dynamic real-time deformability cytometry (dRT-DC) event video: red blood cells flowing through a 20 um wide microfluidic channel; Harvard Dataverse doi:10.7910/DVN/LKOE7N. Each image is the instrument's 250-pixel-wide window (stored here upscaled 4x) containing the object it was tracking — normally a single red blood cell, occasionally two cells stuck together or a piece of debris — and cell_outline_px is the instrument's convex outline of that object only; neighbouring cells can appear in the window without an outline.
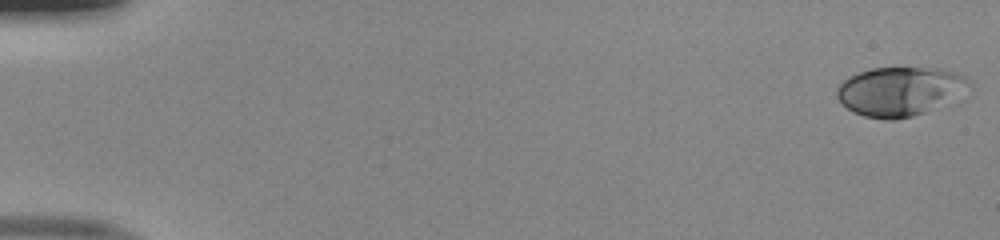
{"species": "human", "species_latin": "Homo sapiens", "temperature_condition": "room temperature", "stored_images_in_passage": 51, "camera_frame_rate_fps": 3000, "um_per_image_px": 0.085, "donor": {"sex": "male"}, "frame": {"image": 1, "passage_image": 1, "time_ms": 0.0, "image_size_px": [1000, 240], "cell_outline_px": [[972, 88], [964, 100], [960, 104], [896, 120], [888, 120], [864, 116], [852, 112], [836, 96], [836, 88], [848, 76], [872, 68], [936, 68], [956, 72], [964, 76], [968, 80]], "centroid_in_image_um": [76.67, 7.8], "position_along_channel_um": 8.3, "area_um2": 39.36}}
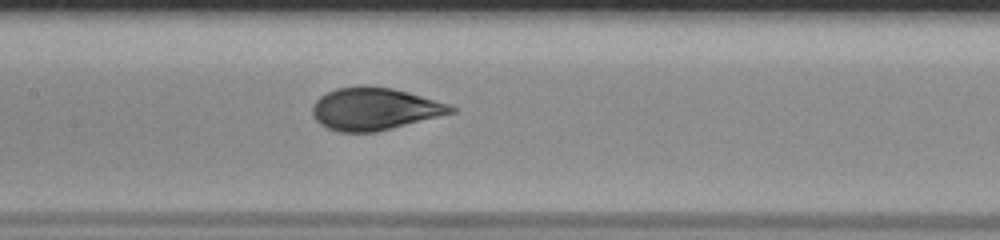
{"frame": {"image": 2, "passage_image": 26, "time_ms": 8.333, "image_size_px": [1000, 240], "cell_outline_px": [[456, 112], [376, 132], [340, 132], [328, 128], [320, 124], [316, 120], [312, 112], [312, 104], [320, 96], [336, 88], [360, 84], [368, 84], [392, 88], [408, 92], [448, 104], [456, 108]], "centroid_in_image_um": [31.8, 9.24], "position_along_channel_um": 175.6, "area_um2": 34.33}}
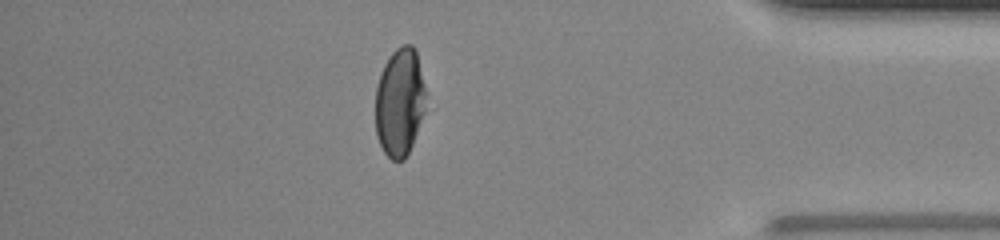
{"frame": {"image": 3, "passage_image": 45, "time_ms": 14.667, "image_size_px": [1000, 240], "cell_outline_px": [[428, 96], [424, 112], [412, 144], [404, 160], [392, 160], [384, 152], [380, 144], [376, 132], [376, 88], [380, 72], [388, 56], [396, 48], [404, 44], [412, 44], [416, 48]], "centroid_in_image_um": [34.0, 8.63], "position_along_channel_um": 401.2, "area_um2": 32.25}, "authors_computed_cell_mechanics": {"area_um2": 34.969, "velocity_mm_per_s": 4.0447, "shape_relaxation_time_tau1_ms": 4.2069, "shape_relaxation_time_tau2_ms": null, "deformation_change_tau1": 0.1744, "deformation_change_tau2": null}}